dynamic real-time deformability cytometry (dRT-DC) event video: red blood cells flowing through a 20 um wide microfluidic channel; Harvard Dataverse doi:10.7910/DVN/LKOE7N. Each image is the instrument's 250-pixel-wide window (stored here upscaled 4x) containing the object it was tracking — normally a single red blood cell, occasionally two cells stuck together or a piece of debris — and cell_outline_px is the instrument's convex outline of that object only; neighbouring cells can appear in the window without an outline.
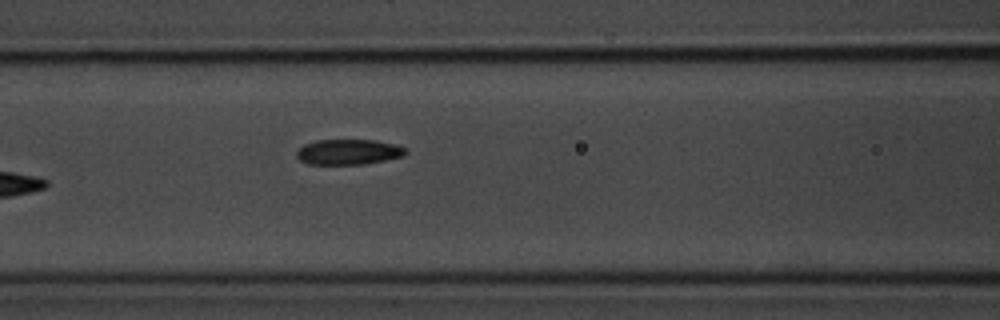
{"species": "common noctule bat (a hibernating species)", "species_latin": "Nyctalus noctula", "temperature_condition": "room temperature", "stored_images_in_passage": 8, "segment_of_instrument_passage": [1, 2], "camera_frame_rate_fps": 3000, "um_per_image_px": 0.085, "animal": {"sex": "male", "body_mass_g": 20.1, "forearm_length_mm": 53.5}, "frame": {"image": 1, "passage_image": 7, "time_ms": 6.667, "image_size_px": [1000, 320], "cell_outline_px": [[408, 152], [404, 156], [364, 164], [308, 164], [300, 160], [296, 156], [296, 152], [304, 144], [316, 140], [376, 140], [392, 144], [404, 148]], "centroid_in_image_um": [29.6, 12.91], "position_along_channel_um": 137.0, "area_um2": 16.01}}